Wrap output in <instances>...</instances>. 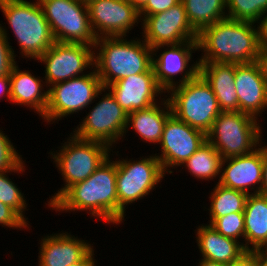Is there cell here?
<instances>
[{
  "instance_id": "cell-1",
  "label": "cell",
  "mask_w": 267,
  "mask_h": 266,
  "mask_svg": "<svg viewBox=\"0 0 267 266\" xmlns=\"http://www.w3.org/2000/svg\"><path fill=\"white\" fill-rule=\"evenodd\" d=\"M116 160L110 157L86 180L69 187L49 208L56 212L89 211L91 217L118 225Z\"/></svg>"
},
{
  "instance_id": "cell-2",
  "label": "cell",
  "mask_w": 267,
  "mask_h": 266,
  "mask_svg": "<svg viewBox=\"0 0 267 266\" xmlns=\"http://www.w3.org/2000/svg\"><path fill=\"white\" fill-rule=\"evenodd\" d=\"M254 22L224 18L198 33L199 63H252L260 52ZM254 25V26H253Z\"/></svg>"
},
{
  "instance_id": "cell-3",
  "label": "cell",
  "mask_w": 267,
  "mask_h": 266,
  "mask_svg": "<svg viewBox=\"0 0 267 266\" xmlns=\"http://www.w3.org/2000/svg\"><path fill=\"white\" fill-rule=\"evenodd\" d=\"M124 38L101 37L95 42L94 67L104 88L127 76L145 73L152 67V48L140 38Z\"/></svg>"
},
{
  "instance_id": "cell-4",
  "label": "cell",
  "mask_w": 267,
  "mask_h": 266,
  "mask_svg": "<svg viewBox=\"0 0 267 266\" xmlns=\"http://www.w3.org/2000/svg\"><path fill=\"white\" fill-rule=\"evenodd\" d=\"M0 10L18 40L23 57L37 60L55 43L38 0H0Z\"/></svg>"
},
{
  "instance_id": "cell-5",
  "label": "cell",
  "mask_w": 267,
  "mask_h": 266,
  "mask_svg": "<svg viewBox=\"0 0 267 266\" xmlns=\"http://www.w3.org/2000/svg\"><path fill=\"white\" fill-rule=\"evenodd\" d=\"M71 134L67 138L68 141L60 146L59 152H50V157L52 155L51 158L56 163L65 184L49 199L48 207L73 184L91 176L110 157V151L113 150L102 142L83 140Z\"/></svg>"
},
{
  "instance_id": "cell-6",
  "label": "cell",
  "mask_w": 267,
  "mask_h": 266,
  "mask_svg": "<svg viewBox=\"0 0 267 266\" xmlns=\"http://www.w3.org/2000/svg\"><path fill=\"white\" fill-rule=\"evenodd\" d=\"M167 95H170L168 100L172 113L189 126L206 134L222 112L210 84L200 73L192 80L172 87Z\"/></svg>"
},
{
  "instance_id": "cell-7",
  "label": "cell",
  "mask_w": 267,
  "mask_h": 266,
  "mask_svg": "<svg viewBox=\"0 0 267 266\" xmlns=\"http://www.w3.org/2000/svg\"><path fill=\"white\" fill-rule=\"evenodd\" d=\"M257 120L240 111L221 112L207 133V140L222 159L249 154L262 142V128Z\"/></svg>"
},
{
  "instance_id": "cell-8",
  "label": "cell",
  "mask_w": 267,
  "mask_h": 266,
  "mask_svg": "<svg viewBox=\"0 0 267 266\" xmlns=\"http://www.w3.org/2000/svg\"><path fill=\"white\" fill-rule=\"evenodd\" d=\"M143 158L144 156L139 161H128L124 158L116 161L118 224H122L126 216V206L149 195L165 176L161 162L156 156Z\"/></svg>"
},
{
  "instance_id": "cell-9",
  "label": "cell",
  "mask_w": 267,
  "mask_h": 266,
  "mask_svg": "<svg viewBox=\"0 0 267 266\" xmlns=\"http://www.w3.org/2000/svg\"><path fill=\"white\" fill-rule=\"evenodd\" d=\"M55 42L95 46L86 3L77 0H38Z\"/></svg>"
},
{
  "instance_id": "cell-10",
  "label": "cell",
  "mask_w": 267,
  "mask_h": 266,
  "mask_svg": "<svg viewBox=\"0 0 267 266\" xmlns=\"http://www.w3.org/2000/svg\"><path fill=\"white\" fill-rule=\"evenodd\" d=\"M89 72L48 88V104L43 120L47 123L62 120V117L78 113L100 98L104 88L102 82L95 68Z\"/></svg>"
},
{
  "instance_id": "cell-11",
  "label": "cell",
  "mask_w": 267,
  "mask_h": 266,
  "mask_svg": "<svg viewBox=\"0 0 267 266\" xmlns=\"http://www.w3.org/2000/svg\"><path fill=\"white\" fill-rule=\"evenodd\" d=\"M107 91V88H103L104 95L79 122L73 134L83 140L102 142L113 148L125 134L128 114Z\"/></svg>"
},
{
  "instance_id": "cell-12",
  "label": "cell",
  "mask_w": 267,
  "mask_h": 266,
  "mask_svg": "<svg viewBox=\"0 0 267 266\" xmlns=\"http://www.w3.org/2000/svg\"><path fill=\"white\" fill-rule=\"evenodd\" d=\"M94 47L83 43L55 42L37 60L45 64L46 88L74 77L94 67ZM81 74V75H80Z\"/></svg>"
},
{
  "instance_id": "cell-13",
  "label": "cell",
  "mask_w": 267,
  "mask_h": 266,
  "mask_svg": "<svg viewBox=\"0 0 267 266\" xmlns=\"http://www.w3.org/2000/svg\"><path fill=\"white\" fill-rule=\"evenodd\" d=\"M207 140V134L189 126L173 113L167 118L160 140L161 154L155 156L161 162L165 173H173L170 168L182 165ZM169 168V169H168Z\"/></svg>"
},
{
  "instance_id": "cell-14",
  "label": "cell",
  "mask_w": 267,
  "mask_h": 266,
  "mask_svg": "<svg viewBox=\"0 0 267 266\" xmlns=\"http://www.w3.org/2000/svg\"><path fill=\"white\" fill-rule=\"evenodd\" d=\"M164 49L157 56L159 48ZM198 50L197 41H186L179 44L159 45L152 48V67L158 85L167 93L172 87L192 80L199 73V62L189 65L192 61L193 51ZM156 56L157 58H155ZM189 65V66H188ZM189 67V68H188ZM183 74L177 82L174 80L178 74ZM174 78V79H173Z\"/></svg>"
},
{
  "instance_id": "cell-15",
  "label": "cell",
  "mask_w": 267,
  "mask_h": 266,
  "mask_svg": "<svg viewBox=\"0 0 267 266\" xmlns=\"http://www.w3.org/2000/svg\"><path fill=\"white\" fill-rule=\"evenodd\" d=\"M144 41L154 48L159 45L197 41L198 33L190 25L182 1L170 9L147 16L141 21Z\"/></svg>"
},
{
  "instance_id": "cell-16",
  "label": "cell",
  "mask_w": 267,
  "mask_h": 266,
  "mask_svg": "<svg viewBox=\"0 0 267 266\" xmlns=\"http://www.w3.org/2000/svg\"><path fill=\"white\" fill-rule=\"evenodd\" d=\"M87 7L97 38L125 37L141 21L139 10L129 0H92Z\"/></svg>"
},
{
  "instance_id": "cell-17",
  "label": "cell",
  "mask_w": 267,
  "mask_h": 266,
  "mask_svg": "<svg viewBox=\"0 0 267 266\" xmlns=\"http://www.w3.org/2000/svg\"><path fill=\"white\" fill-rule=\"evenodd\" d=\"M106 88L127 114L151 107L158 103L156 97L165 93L156 81L153 67L145 73L118 80Z\"/></svg>"
},
{
  "instance_id": "cell-18",
  "label": "cell",
  "mask_w": 267,
  "mask_h": 266,
  "mask_svg": "<svg viewBox=\"0 0 267 266\" xmlns=\"http://www.w3.org/2000/svg\"><path fill=\"white\" fill-rule=\"evenodd\" d=\"M225 165L227 166L224 167ZM262 174L260 142L258 148L249 154L223 159L221 176H219L217 183L248 195L258 194L262 185ZM250 188L254 192H249L251 191Z\"/></svg>"
},
{
  "instance_id": "cell-19",
  "label": "cell",
  "mask_w": 267,
  "mask_h": 266,
  "mask_svg": "<svg viewBox=\"0 0 267 266\" xmlns=\"http://www.w3.org/2000/svg\"><path fill=\"white\" fill-rule=\"evenodd\" d=\"M234 85L238 94V111L259 119L267 109V86L258 64L235 63Z\"/></svg>"
},
{
  "instance_id": "cell-20",
  "label": "cell",
  "mask_w": 267,
  "mask_h": 266,
  "mask_svg": "<svg viewBox=\"0 0 267 266\" xmlns=\"http://www.w3.org/2000/svg\"><path fill=\"white\" fill-rule=\"evenodd\" d=\"M39 244L38 266H71L82 261L94 247L68 232L48 234Z\"/></svg>"
},
{
  "instance_id": "cell-21",
  "label": "cell",
  "mask_w": 267,
  "mask_h": 266,
  "mask_svg": "<svg viewBox=\"0 0 267 266\" xmlns=\"http://www.w3.org/2000/svg\"><path fill=\"white\" fill-rule=\"evenodd\" d=\"M199 73L210 84L222 112L238 111L235 63H199Z\"/></svg>"
},
{
  "instance_id": "cell-22",
  "label": "cell",
  "mask_w": 267,
  "mask_h": 266,
  "mask_svg": "<svg viewBox=\"0 0 267 266\" xmlns=\"http://www.w3.org/2000/svg\"><path fill=\"white\" fill-rule=\"evenodd\" d=\"M10 82L11 103L30 107L42 118L48 104V88L47 91L43 90V80L36 78L30 71L20 70L15 64L10 73Z\"/></svg>"
},
{
  "instance_id": "cell-23",
  "label": "cell",
  "mask_w": 267,
  "mask_h": 266,
  "mask_svg": "<svg viewBox=\"0 0 267 266\" xmlns=\"http://www.w3.org/2000/svg\"><path fill=\"white\" fill-rule=\"evenodd\" d=\"M196 231V243L203 259L227 265L246 252L243 242L223 236L210 224L199 225Z\"/></svg>"
},
{
  "instance_id": "cell-24",
  "label": "cell",
  "mask_w": 267,
  "mask_h": 266,
  "mask_svg": "<svg viewBox=\"0 0 267 266\" xmlns=\"http://www.w3.org/2000/svg\"><path fill=\"white\" fill-rule=\"evenodd\" d=\"M162 100L161 103H156L146 109L129 113L124 135L129 131L128 127H132L142 141L153 144L160 143L165 122L172 114L168 98H162ZM160 104L163 105V108Z\"/></svg>"
},
{
  "instance_id": "cell-25",
  "label": "cell",
  "mask_w": 267,
  "mask_h": 266,
  "mask_svg": "<svg viewBox=\"0 0 267 266\" xmlns=\"http://www.w3.org/2000/svg\"><path fill=\"white\" fill-rule=\"evenodd\" d=\"M244 226V249H261L267 243V196L259 193L248 195L244 208Z\"/></svg>"
},
{
  "instance_id": "cell-26",
  "label": "cell",
  "mask_w": 267,
  "mask_h": 266,
  "mask_svg": "<svg viewBox=\"0 0 267 266\" xmlns=\"http://www.w3.org/2000/svg\"><path fill=\"white\" fill-rule=\"evenodd\" d=\"M184 4L187 19L192 28L199 33L210 26L227 18L226 0H181Z\"/></svg>"
},
{
  "instance_id": "cell-27",
  "label": "cell",
  "mask_w": 267,
  "mask_h": 266,
  "mask_svg": "<svg viewBox=\"0 0 267 266\" xmlns=\"http://www.w3.org/2000/svg\"><path fill=\"white\" fill-rule=\"evenodd\" d=\"M222 156L214 146L206 140L203 145L180 167L186 166L190 175L197 179L212 180L221 173Z\"/></svg>"
},
{
  "instance_id": "cell-28",
  "label": "cell",
  "mask_w": 267,
  "mask_h": 266,
  "mask_svg": "<svg viewBox=\"0 0 267 266\" xmlns=\"http://www.w3.org/2000/svg\"><path fill=\"white\" fill-rule=\"evenodd\" d=\"M211 206L208 209L211 225L217 218L224 217L231 213L244 212L248 194L215 184L213 192H211Z\"/></svg>"
},
{
  "instance_id": "cell-29",
  "label": "cell",
  "mask_w": 267,
  "mask_h": 266,
  "mask_svg": "<svg viewBox=\"0 0 267 266\" xmlns=\"http://www.w3.org/2000/svg\"><path fill=\"white\" fill-rule=\"evenodd\" d=\"M24 165V161L21 160L14 168L0 172V202L13 208L28 223V218L24 214L25 210H28L26 209L28 204L24 198V193L17 188L16 184L7 175L11 172L18 174L25 172Z\"/></svg>"
},
{
  "instance_id": "cell-30",
  "label": "cell",
  "mask_w": 267,
  "mask_h": 266,
  "mask_svg": "<svg viewBox=\"0 0 267 266\" xmlns=\"http://www.w3.org/2000/svg\"><path fill=\"white\" fill-rule=\"evenodd\" d=\"M227 18L256 22L267 13V0H226Z\"/></svg>"
},
{
  "instance_id": "cell-31",
  "label": "cell",
  "mask_w": 267,
  "mask_h": 266,
  "mask_svg": "<svg viewBox=\"0 0 267 266\" xmlns=\"http://www.w3.org/2000/svg\"><path fill=\"white\" fill-rule=\"evenodd\" d=\"M211 226L225 237L238 240L242 237L245 242L244 212L231 213L217 218Z\"/></svg>"
},
{
  "instance_id": "cell-32",
  "label": "cell",
  "mask_w": 267,
  "mask_h": 266,
  "mask_svg": "<svg viewBox=\"0 0 267 266\" xmlns=\"http://www.w3.org/2000/svg\"><path fill=\"white\" fill-rule=\"evenodd\" d=\"M0 129V172L14 168L23 158Z\"/></svg>"
},
{
  "instance_id": "cell-33",
  "label": "cell",
  "mask_w": 267,
  "mask_h": 266,
  "mask_svg": "<svg viewBox=\"0 0 267 266\" xmlns=\"http://www.w3.org/2000/svg\"><path fill=\"white\" fill-rule=\"evenodd\" d=\"M3 27L0 24V76L9 75L13 66L17 63L15 61L17 55H15L12 46L8 42V39H10L8 37L9 33Z\"/></svg>"
},
{
  "instance_id": "cell-34",
  "label": "cell",
  "mask_w": 267,
  "mask_h": 266,
  "mask_svg": "<svg viewBox=\"0 0 267 266\" xmlns=\"http://www.w3.org/2000/svg\"><path fill=\"white\" fill-rule=\"evenodd\" d=\"M9 228L21 229L28 227L27 223L13 208L0 202V225Z\"/></svg>"
},
{
  "instance_id": "cell-35",
  "label": "cell",
  "mask_w": 267,
  "mask_h": 266,
  "mask_svg": "<svg viewBox=\"0 0 267 266\" xmlns=\"http://www.w3.org/2000/svg\"><path fill=\"white\" fill-rule=\"evenodd\" d=\"M181 0H147L139 9L140 19L143 21L147 16L164 12L172 6L178 4Z\"/></svg>"
},
{
  "instance_id": "cell-36",
  "label": "cell",
  "mask_w": 267,
  "mask_h": 266,
  "mask_svg": "<svg viewBox=\"0 0 267 266\" xmlns=\"http://www.w3.org/2000/svg\"><path fill=\"white\" fill-rule=\"evenodd\" d=\"M255 23L258 26L256 28L259 47L260 49H267V13L263 14Z\"/></svg>"
},
{
  "instance_id": "cell-37",
  "label": "cell",
  "mask_w": 267,
  "mask_h": 266,
  "mask_svg": "<svg viewBox=\"0 0 267 266\" xmlns=\"http://www.w3.org/2000/svg\"><path fill=\"white\" fill-rule=\"evenodd\" d=\"M226 266H257L256 250L246 251L237 260L232 261Z\"/></svg>"
},
{
  "instance_id": "cell-38",
  "label": "cell",
  "mask_w": 267,
  "mask_h": 266,
  "mask_svg": "<svg viewBox=\"0 0 267 266\" xmlns=\"http://www.w3.org/2000/svg\"><path fill=\"white\" fill-rule=\"evenodd\" d=\"M261 159H262V185L259 194L267 196V146L261 145Z\"/></svg>"
},
{
  "instance_id": "cell-39",
  "label": "cell",
  "mask_w": 267,
  "mask_h": 266,
  "mask_svg": "<svg viewBox=\"0 0 267 266\" xmlns=\"http://www.w3.org/2000/svg\"><path fill=\"white\" fill-rule=\"evenodd\" d=\"M6 96L7 101H11V82H10V74L0 76V100L1 97L4 98Z\"/></svg>"
},
{
  "instance_id": "cell-40",
  "label": "cell",
  "mask_w": 267,
  "mask_h": 266,
  "mask_svg": "<svg viewBox=\"0 0 267 266\" xmlns=\"http://www.w3.org/2000/svg\"><path fill=\"white\" fill-rule=\"evenodd\" d=\"M256 63L259 66L262 78L264 79V82L267 86V49H260Z\"/></svg>"
},
{
  "instance_id": "cell-41",
  "label": "cell",
  "mask_w": 267,
  "mask_h": 266,
  "mask_svg": "<svg viewBox=\"0 0 267 266\" xmlns=\"http://www.w3.org/2000/svg\"><path fill=\"white\" fill-rule=\"evenodd\" d=\"M94 250H92L82 261L73 264L71 266H96L95 265V257L93 256ZM94 258V259H93Z\"/></svg>"
},
{
  "instance_id": "cell-42",
  "label": "cell",
  "mask_w": 267,
  "mask_h": 266,
  "mask_svg": "<svg viewBox=\"0 0 267 266\" xmlns=\"http://www.w3.org/2000/svg\"><path fill=\"white\" fill-rule=\"evenodd\" d=\"M256 264L257 266H267V256L260 250H256Z\"/></svg>"
},
{
  "instance_id": "cell-43",
  "label": "cell",
  "mask_w": 267,
  "mask_h": 266,
  "mask_svg": "<svg viewBox=\"0 0 267 266\" xmlns=\"http://www.w3.org/2000/svg\"><path fill=\"white\" fill-rule=\"evenodd\" d=\"M198 266H226L225 264L222 263H218L215 261H210V260H206V259H201L198 263Z\"/></svg>"
},
{
  "instance_id": "cell-44",
  "label": "cell",
  "mask_w": 267,
  "mask_h": 266,
  "mask_svg": "<svg viewBox=\"0 0 267 266\" xmlns=\"http://www.w3.org/2000/svg\"><path fill=\"white\" fill-rule=\"evenodd\" d=\"M138 10L146 3L147 0H129Z\"/></svg>"
},
{
  "instance_id": "cell-45",
  "label": "cell",
  "mask_w": 267,
  "mask_h": 266,
  "mask_svg": "<svg viewBox=\"0 0 267 266\" xmlns=\"http://www.w3.org/2000/svg\"><path fill=\"white\" fill-rule=\"evenodd\" d=\"M260 250L267 256V243Z\"/></svg>"
},
{
  "instance_id": "cell-46",
  "label": "cell",
  "mask_w": 267,
  "mask_h": 266,
  "mask_svg": "<svg viewBox=\"0 0 267 266\" xmlns=\"http://www.w3.org/2000/svg\"><path fill=\"white\" fill-rule=\"evenodd\" d=\"M77 1L88 4V3H89L90 1H92V0H77Z\"/></svg>"
}]
</instances>
